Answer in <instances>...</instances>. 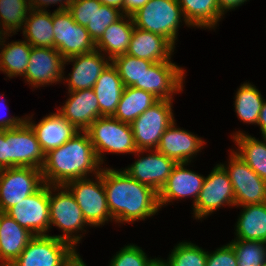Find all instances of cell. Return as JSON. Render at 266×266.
Wrapping results in <instances>:
<instances>
[{
    "label": "cell",
    "mask_w": 266,
    "mask_h": 266,
    "mask_svg": "<svg viewBox=\"0 0 266 266\" xmlns=\"http://www.w3.org/2000/svg\"><path fill=\"white\" fill-rule=\"evenodd\" d=\"M107 204L115 223L145 220L159 212L158 193L124 170L103 168Z\"/></svg>",
    "instance_id": "obj_1"
},
{
    "label": "cell",
    "mask_w": 266,
    "mask_h": 266,
    "mask_svg": "<svg viewBox=\"0 0 266 266\" xmlns=\"http://www.w3.org/2000/svg\"><path fill=\"white\" fill-rule=\"evenodd\" d=\"M101 169L88 133L79 131L63 145L45 154L41 172L45 184L65 185L71 180L88 178L91 173L98 175Z\"/></svg>",
    "instance_id": "obj_2"
},
{
    "label": "cell",
    "mask_w": 266,
    "mask_h": 266,
    "mask_svg": "<svg viewBox=\"0 0 266 266\" xmlns=\"http://www.w3.org/2000/svg\"><path fill=\"white\" fill-rule=\"evenodd\" d=\"M49 209L50 228L54 225L63 233L50 236L66 241L76 249L77 244L80 243L79 241L83 237L82 234L78 233L85 231L86 234L84 228L89 225L84 219L81 208L76 203L74 196L65 185H49Z\"/></svg>",
    "instance_id": "obj_3"
},
{
    "label": "cell",
    "mask_w": 266,
    "mask_h": 266,
    "mask_svg": "<svg viewBox=\"0 0 266 266\" xmlns=\"http://www.w3.org/2000/svg\"><path fill=\"white\" fill-rule=\"evenodd\" d=\"M131 17L135 27L162 35L174 46L178 39L180 22L183 21L191 27L186 22L177 0H149Z\"/></svg>",
    "instance_id": "obj_4"
},
{
    "label": "cell",
    "mask_w": 266,
    "mask_h": 266,
    "mask_svg": "<svg viewBox=\"0 0 266 266\" xmlns=\"http://www.w3.org/2000/svg\"><path fill=\"white\" fill-rule=\"evenodd\" d=\"M100 164L104 163V152L132 154L137 151L131 125L113 116L97 118L86 130Z\"/></svg>",
    "instance_id": "obj_5"
},
{
    "label": "cell",
    "mask_w": 266,
    "mask_h": 266,
    "mask_svg": "<svg viewBox=\"0 0 266 266\" xmlns=\"http://www.w3.org/2000/svg\"><path fill=\"white\" fill-rule=\"evenodd\" d=\"M93 178L71 180L65 184L81 208L84 219L89 226H102L113 221L111 217L106 191L103 185V168Z\"/></svg>",
    "instance_id": "obj_6"
},
{
    "label": "cell",
    "mask_w": 266,
    "mask_h": 266,
    "mask_svg": "<svg viewBox=\"0 0 266 266\" xmlns=\"http://www.w3.org/2000/svg\"><path fill=\"white\" fill-rule=\"evenodd\" d=\"M173 100H159L130 125L137 150L157 149L166 129L176 121Z\"/></svg>",
    "instance_id": "obj_7"
},
{
    "label": "cell",
    "mask_w": 266,
    "mask_h": 266,
    "mask_svg": "<svg viewBox=\"0 0 266 266\" xmlns=\"http://www.w3.org/2000/svg\"><path fill=\"white\" fill-rule=\"evenodd\" d=\"M77 253L68 242L50 235L34 236L10 266H65Z\"/></svg>",
    "instance_id": "obj_8"
},
{
    "label": "cell",
    "mask_w": 266,
    "mask_h": 266,
    "mask_svg": "<svg viewBox=\"0 0 266 266\" xmlns=\"http://www.w3.org/2000/svg\"><path fill=\"white\" fill-rule=\"evenodd\" d=\"M41 169L11 167L0 169V211L6 213L44 185Z\"/></svg>",
    "instance_id": "obj_9"
},
{
    "label": "cell",
    "mask_w": 266,
    "mask_h": 266,
    "mask_svg": "<svg viewBox=\"0 0 266 266\" xmlns=\"http://www.w3.org/2000/svg\"><path fill=\"white\" fill-rule=\"evenodd\" d=\"M53 30L54 48L64 59L96 50L86 27L76 23L68 10L53 11Z\"/></svg>",
    "instance_id": "obj_10"
},
{
    "label": "cell",
    "mask_w": 266,
    "mask_h": 266,
    "mask_svg": "<svg viewBox=\"0 0 266 266\" xmlns=\"http://www.w3.org/2000/svg\"><path fill=\"white\" fill-rule=\"evenodd\" d=\"M235 207V196L228 173L218 163L205 177L202 189L193 205V217L201 220L224 206Z\"/></svg>",
    "instance_id": "obj_11"
},
{
    "label": "cell",
    "mask_w": 266,
    "mask_h": 266,
    "mask_svg": "<svg viewBox=\"0 0 266 266\" xmlns=\"http://www.w3.org/2000/svg\"><path fill=\"white\" fill-rule=\"evenodd\" d=\"M228 173L235 196V206L266 203V181L259 177L235 152H230Z\"/></svg>",
    "instance_id": "obj_12"
},
{
    "label": "cell",
    "mask_w": 266,
    "mask_h": 266,
    "mask_svg": "<svg viewBox=\"0 0 266 266\" xmlns=\"http://www.w3.org/2000/svg\"><path fill=\"white\" fill-rule=\"evenodd\" d=\"M45 153L31 126L24 120L18 127L7 129V168L41 169Z\"/></svg>",
    "instance_id": "obj_13"
},
{
    "label": "cell",
    "mask_w": 266,
    "mask_h": 266,
    "mask_svg": "<svg viewBox=\"0 0 266 266\" xmlns=\"http://www.w3.org/2000/svg\"><path fill=\"white\" fill-rule=\"evenodd\" d=\"M6 214L34 236L49 235V185L44 184L37 192L11 207Z\"/></svg>",
    "instance_id": "obj_14"
},
{
    "label": "cell",
    "mask_w": 266,
    "mask_h": 266,
    "mask_svg": "<svg viewBox=\"0 0 266 266\" xmlns=\"http://www.w3.org/2000/svg\"><path fill=\"white\" fill-rule=\"evenodd\" d=\"M144 152H148V154L141 157L140 155H143ZM134 154L139 159L123 170L133 179L151 187L158 193L177 162L160 153L157 149L137 150Z\"/></svg>",
    "instance_id": "obj_15"
},
{
    "label": "cell",
    "mask_w": 266,
    "mask_h": 266,
    "mask_svg": "<svg viewBox=\"0 0 266 266\" xmlns=\"http://www.w3.org/2000/svg\"><path fill=\"white\" fill-rule=\"evenodd\" d=\"M23 79L33 88L57 84L65 77L64 58L55 48L33 47Z\"/></svg>",
    "instance_id": "obj_16"
},
{
    "label": "cell",
    "mask_w": 266,
    "mask_h": 266,
    "mask_svg": "<svg viewBox=\"0 0 266 266\" xmlns=\"http://www.w3.org/2000/svg\"><path fill=\"white\" fill-rule=\"evenodd\" d=\"M185 70L171 60L154 62L142 76V90L159 100H173V95L183 91Z\"/></svg>",
    "instance_id": "obj_17"
},
{
    "label": "cell",
    "mask_w": 266,
    "mask_h": 266,
    "mask_svg": "<svg viewBox=\"0 0 266 266\" xmlns=\"http://www.w3.org/2000/svg\"><path fill=\"white\" fill-rule=\"evenodd\" d=\"M110 61L98 50L64 59L63 69L70 62L73 63V67L71 74L68 73L69 77H63V84L67 83L68 92L91 89Z\"/></svg>",
    "instance_id": "obj_18"
},
{
    "label": "cell",
    "mask_w": 266,
    "mask_h": 266,
    "mask_svg": "<svg viewBox=\"0 0 266 266\" xmlns=\"http://www.w3.org/2000/svg\"><path fill=\"white\" fill-rule=\"evenodd\" d=\"M189 163H177L173 168L171 174L167 178L166 183L158 192V204L161 209L162 206L173 200L182 199L185 197L193 198V205L199 196L205 176L187 169L185 166Z\"/></svg>",
    "instance_id": "obj_19"
},
{
    "label": "cell",
    "mask_w": 266,
    "mask_h": 266,
    "mask_svg": "<svg viewBox=\"0 0 266 266\" xmlns=\"http://www.w3.org/2000/svg\"><path fill=\"white\" fill-rule=\"evenodd\" d=\"M65 104L57 111L78 131H86L99 117V102L93 89L68 92Z\"/></svg>",
    "instance_id": "obj_20"
},
{
    "label": "cell",
    "mask_w": 266,
    "mask_h": 266,
    "mask_svg": "<svg viewBox=\"0 0 266 266\" xmlns=\"http://www.w3.org/2000/svg\"><path fill=\"white\" fill-rule=\"evenodd\" d=\"M177 127L174 121L166 129L157 150L177 163H191L206 142L194 133Z\"/></svg>",
    "instance_id": "obj_21"
},
{
    "label": "cell",
    "mask_w": 266,
    "mask_h": 266,
    "mask_svg": "<svg viewBox=\"0 0 266 266\" xmlns=\"http://www.w3.org/2000/svg\"><path fill=\"white\" fill-rule=\"evenodd\" d=\"M31 117L26 115L25 121L33 129L45 154L60 147L79 132L58 111L43 117L37 124L32 121Z\"/></svg>",
    "instance_id": "obj_22"
},
{
    "label": "cell",
    "mask_w": 266,
    "mask_h": 266,
    "mask_svg": "<svg viewBox=\"0 0 266 266\" xmlns=\"http://www.w3.org/2000/svg\"><path fill=\"white\" fill-rule=\"evenodd\" d=\"M175 46L162 35L145 31L134 26L126 54L151 62L171 60Z\"/></svg>",
    "instance_id": "obj_23"
},
{
    "label": "cell",
    "mask_w": 266,
    "mask_h": 266,
    "mask_svg": "<svg viewBox=\"0 0 266 266\" xmlns=\"http://www.w3.org/2000/svg\"><path fill=\"white\" fill-rule=\"evenodd\" d=\"M34 235L6 213L0 216V266H10Z\"/></svg>",
    "instance_id": "obj_24"
},
{
    "label": "cell",
    "mask_w": 266,
    "mask_h": 266,
    "mask_svg": "<svg viewBox=\"0 0 266 266\" xmlns=\"http://www.w3.org/2000/svg\"><path fill=\"white\" fill-rule=\"evenodd\" d=\"M124 87L117 69L110 62L92 88L99 102L101 116H114Z\"/></svg>",
    "instance_id": "obj_25"
},
{
    "label": "cell",
    "mask_w": 266,
    "mask_h": 266,
    "mask_svg": "<svg viewBox=\"0 0 266 266\" xmlns=\"http://www.w3.org/2000/svg\"><path fill=\"white\" fill-rule=\"evenodd\" d=\"M133 30L132 17L123 15L106 28L101 38L96 42V50L106 55L110 60L116 56L126 54Z\"/></svg>",
    "instance_id": "obj_26"
},
{
    "label": "cell",
    "mask_w": 266,
    "mask_h": 266,
    "mask_svg": "<svg viewBox=\"0 0 266 266\" xmlns=\"http://www.w3.org/2000/svg\"><path fill=\"white\" fill-rule=\"evenodd\" d=\"M235 225L234 240L262 241L266 243V203L243 206Z\"/></svg>",
    "instance_id": "obj_27"
},
{
    "label": "cell",
    "mask_w": 266,
    "mask_h": 266,
    "mask_svg": "<svg viewBox=\"0 0 266 266\" xmlns=\"http://www.w3.org/2000/svg\"><path fill=\"white\" fill-rule=\"evenodd\" d=\"M22 32L33 47L54 48L53 12L31 9Z\"/></svg>",
    "instance_id": "obj_28"
},
{
    "label": "cell",
    "mask_w": 266,
    "mask_h": 266,
    "mask_svg": "<svg viewBox=\"0 0 266 266\" xmlns=\"http://www.w3.org/2000/svg\"><path fill=\"white\" fill-rule=\"evenodd\" d=\"M238 149L233 150L264 181H266V137L263 141L236 131L231 135ZM238 150V151H237Z\"/></svg>",
    "instance_id": "obj_29"
},
{
    "label": "cell",
    "mask_w": 266,
    "mask_h": 266,
    "mask_svg": "<svg viewBox=\"0 0 266 266\" xmlns=\"http://www.w3.org/2000/svg\"><path fill=\"white\" fill-rule=\"evenodd\" d=\"M186 22L191 27L214 29L224 15L217 0H177Z\"/></svg>",
    "instance_id": "obj_30"
},
{
    "label": "cell",
    "mask_w": 266,
    "mask_h": 266,
    "mask_svg": "<svg viewBox=\"0 0 266 266\" xmlns=\"http://www.w3.org/2000/svg\"><path fill=\"white\" fill-rule=\"evenodd\" d=\"M159 99L153 94L135 87H124L114 118L131 124Z\"/></svg>",
    "instance_id": "obj_31"
},
{
    "label": "cell",
    "mask_w": 266,
    "mask_h": 266,
    "mask_svg": "<svg viewBox=\"0 0 266 266\" xmlns=\"http://www.w3.org/2000/svg\"><path fill=\"white\" fill-rule=\"evenodd\" d=\"M3 41L0 46V71L7 74V77H23L29 64V57L32 45L26 41H11L6 44Z\"/></svg>",
    "instance_id": "obj_32"
},
{
    "label": "cell",
    "mask_w": 266,
    "mask_h": 266,
    "mask_svg": "<svg viewBox=\"0 0 266 266\" xmlns=\"http://www.w3.org/2000/svg\"><path fill=\"white\" fill-rule=\"evenodd\" d=\"M234 107L237 117L247 124H257L264 103L260 91L249 82L241 84L235 94Z\"/></svg>",
    "instance_id": "obj_33"
},
{
    "label": "cell",
    "mask_w": 266,
    "mask_h": 266,
    "mask_svg": "<svg viewBox=\"0 0 266 266\" xmlns=\"http://www.w3.org/2000/svg\"><path fill=\"white\" fill-rule=\"evenodd\" d=\"M125 87L142 89V76L153 64L146 59H139L128 54H122L111 60Z\"/></svg>",
    "instance_id": "obj_34"
},
{
    "label": "cell",
    "mask_w": 266,
    "mask_h": 266,
    "mask_svg": "<svg viewBox=\"0 0 266 266\" xmlns=\"http://www.w3.org/2000/svg\"><path fill=\"white\" fill-rule=\"evenodd\" d=\"M30 10L29 0H0V25L13 36L22 30Z\"/></svg>",
    "instance_id": "obj_35"
},
{
    "label": "cell",
    "mask_w": 266,
    "mask_h": 266,
    "mask_svg": "<svg viewBox=\"0 0 266 266\" xmlns=\"http://www.w3.org/2000/svg\"><path fill=\"white\" fill-rule=\"evenodd\" d=\"M207 255L202 247L182 241L174 246L167 260L159 259L165 266H206Z\"/></svg>",
    "instance_id": "obj_36"
},
{
    "label": "cell",
    "mask_w": 266,
    "mask_h": 266,
    "mask_svg": "<svg viewBox=\"0 0 266 266\" xmlns=\"http://www.w3.org/2000/svg\"><path fill=\"white\" fill-rule=\"evenodd\" d=\"M229 244L235 251L238 266H264L266 264L265 242L232 240Z\"/></svg>",
    "instance_id": "obj_37"
},
{
    "label": "cell",
    "mask_w": 266,
    "mask_h": 266,
    "mask_svg": "<svg viewBox=\"0 0 266 266\" xmlns=\"http://www.w3.org/2000/svg\"><path fill=\"white\" fill-rule=\"evenodd\" d=\"M123 16L122 12L111 6L102 5L99 0H94V15L86 27L90 37L96 43L108 26L119 20Z\"/></svg>",
    "instance_id": "obj_38"
},
{
    "label": "cell",
    "mask_w": 266,
    "mask_h": 266,
    "mask_svg": "<svg viewBox=\"0 0 266 266\" xmlns=\"http://www.w3.org/2000/svg\"><path fill=\"white\" fill-rule=\"evenodd\" d=\"M158 258H148L141 247L128 244L113 256L108 266H153Z\"/></svg>",
    "instance_id": "obj_39"
},
{
    "label": "cell",
    "mask_w": 266,
    "mask_h": 266,
    "mask_svg": "<svg viewBox=\"0 0 266 266\" xmlns=\"http://www.w3.org/2000/svg\"><path fill=\"white\" fill-rule=\"evenodd\" d=\"M67 10L76 23L87 27L94 15V0H73Z\"/></svg>",
    "instance_id": "obj_40"
},
{
    "label": "cell",
    "mask_w": 266,
    "mask_h": 266,
    "mask_svg": "<svg viewBox=\"0 0 266 266\" xmlns=\"http://www.w3.org/2000/svg\"><path fill=\"white\" fill-rule=\"evenodd\" d=\"M206 266H238L233 247L228 243L213 252L208 251Z\"/></svg>",
    "instance_id": "obj_41"
},
{
    "label": "cell",
    "mask_w": 266,
    "mask_h": 266,
    "mask_svg": "<svg viewBox=\"0 0 266 266\" xmlns=\"http://www.w3.org/2000/svg\"><path fill=\"white\" fill-rule=\"evenodd\" d=\"M72 1L73 0H29V4L31 9L44 11H47V7L51 6V4H59V7L56 9V11H64L67 10Z\"/></svg>",
    "instance_id": "obj_42"
},
{
    "label": "cell",
    "mask_w": 266,
    "mask_h": 266,
    "mask_svg": "<svg viewBox=\"0 0 266 266\" xmlns=\"http://www.w3.org/2000/svg\"><path fill=\"white\" fill-rule=\"evenodd\" d=\"M2 102H3V99L1 100V98H0V112H1V108L5 109L3 106L5 104ZM24 120H25V117L19 118V117L13 116V117H8V118H2V116H0V128H2L4 130L9 129V128H15V127H18Z\"/></svg>",
    "instance_id": "obj_43"
},
{
    "label": "cell",
    "mask_w": 266,
    "mask_h": 266,
    "mask_svg": "<svg viewBox=\"0 0 266 266\" xmlns=\"http://www.w3.org/2000/svg\"><path fill=\"white\" fill-rule=\"evenodd\" d=\"M7 168V129L0 128V169Z\"/></svg>",
    "instance_id": "obj_44"
},
{
    "label": "cell",
    "mask_w": 266,
    "mask_h": 266,
    "mask_svg": "<svg viewBox=\"0 0 266 266\" xmlns=\"http://www.w3.org/2000/svg\"><path fill=\"white\" fill-rule=\"evenodd\" d=\"M149 0H124L123 15L132 16L137 10L142 8Z\"/></svg>",
    "instance_id": "obj_45"
},
{
    "label": "cell",
    "mask_w": 266,
    "mask_h": 266,
    "mask_svg": "<svg viewBox=\"0 0 266 266\" xmlns=\"http://www.w3.org/2000/svg\"><path fill=\"white\" fill-rule=\"evenodd\" d=\"M249 0H217L219 10L225 14L229 10H235L238 6L246 3Z\"/></svg>",
    "instance_id": "obj_46"
},
{
    "label": "cell",
    "mask_w": 266,
    "mask_h": 266,
    "mask_svg": "<svg viewBox=\"0 0 266 266\" xmlns=\"http://www.w3.org/2000/svg\"><path fill=\"white\" fill-rule=\"evenodd\" d=\"M257 125L260 126L261 134L263 137H266V101L262 105V109L260 111Z\"/></svg>",
    "instance_id": "obj_47"
},
{
    "label": "cell",
    "mask_w": 266,
    "mask_h": 266,
    "mask_svg": "<svg viewBox=\"0 0 266 266\" xmlns=\"http://www.w3.org/2000/svg\"><path fill=\"white\" fill-rule=\"evenodd\" d=\"M102 5H107L119 9L123 14V1L124 0H99Z\"/></svg>",
    "instance_id": "obj_48"
},
{
    "label": "cell",
    "mask_w": 266,
    "mask_h": 266,
    "mask_svg": "<svg viewBox=\"0 0 266 266\" xmlns=\"http://www.w3.org/2000/svg\"><path fill=\"white\" fill-rule=\"evenodd\" d=\"M65 266H86L79 253H76L73 258Z\"/></svg>",
    "instance_id": "obj_49"
},
{
    "label": "cell",
    "mask_w": 266,
    "mask_h": 266,
    "mask_svg": "<svg viewBox=\"0 0 266 266\" xmlns=\"http://www.w3.org/2000/svg\"><path fill=\"white\" fill-rule=\"evenodd\" d=\"M1 28H0V46L2 45V43H3V41L5 40V39H7L6 37H9L10 36V34H8L3 28H2V26H0ZM4 36V37H3Z\"/></svg>",
    "instance_id": "obj_50"
},
{
    "label": "cell",
    "mask_w": 266,
    "mask_h": 266,
    "mask_svg": "<svg viewBox=\"0 0 266 266\" xmlns=\"http://www.w3.org/2000/svg\"><path fill=\"white\" fill-rule=\"evenodd\" d=\"M153 266H165L160 259H158Z\"/></svg>",
    "instance_id": "obj_51"
}]
</instances>
